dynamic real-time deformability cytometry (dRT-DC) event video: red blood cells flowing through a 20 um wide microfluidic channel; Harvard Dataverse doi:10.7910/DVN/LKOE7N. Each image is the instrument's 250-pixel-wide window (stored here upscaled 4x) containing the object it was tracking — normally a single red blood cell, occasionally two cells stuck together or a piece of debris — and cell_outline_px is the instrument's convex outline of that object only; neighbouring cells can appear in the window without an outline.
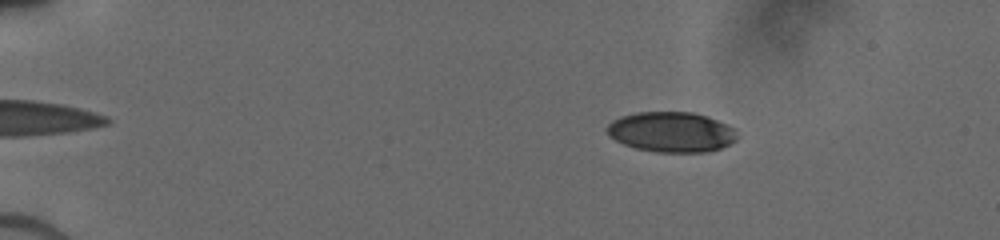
{"species": "human", "species_latin": "Homo sapiens", "temperature_condition": "cold", "stored_images_in_passage": 38, "camera_frame_rate_fps": 3000, "um_per_image_px": 0.085, "donor": {"sex": "male"}, "frame": {"image": 1, "passage_image": 4, "time_ms": 1.333, "image_size_px": [1000, 240], "cell_outline_px": [[740, 136], [736, 140], [720, 148], [708, 152], [656, 152], [636, 148], [624, 144], [608, 136], [604, 128], [612, 120], [620, 116], [636, 112], [692, 112], [708, 116], [728, 124], [736, 128]], "centroid_in_image_um": [57.08, 11.21], "position_along_channel_um": 27.9, "area_um2": 30.98}}
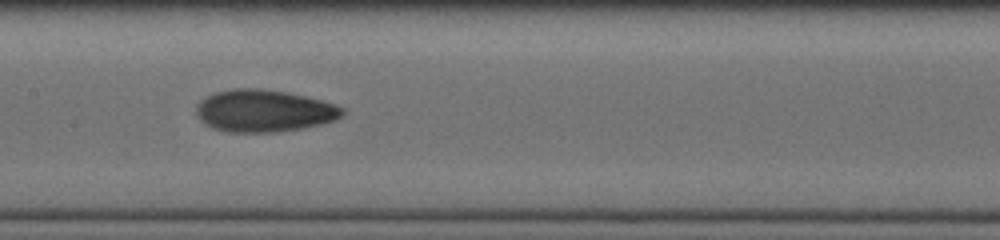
{"frame": {"image": 2, "passage_image": 20, "time_ms": 7.667, "image_size_px": [1000, 240], "cell_outline_px": [[344, 112], [340, 116], [332, 120], [320, 124], [304, 128], [276, 132], [228, 132], [212, 128], [204, 124], [196, 116], [196, 104], [200, 100], [216, 92], [232, 88], [256, 88], [284, 92], [304, 96], [320, 100], [344, 108]], "centroid_in_image_um": [22.37, 9.43], "position_along_channel_um": 185.0, "area_um2": 35.72}}
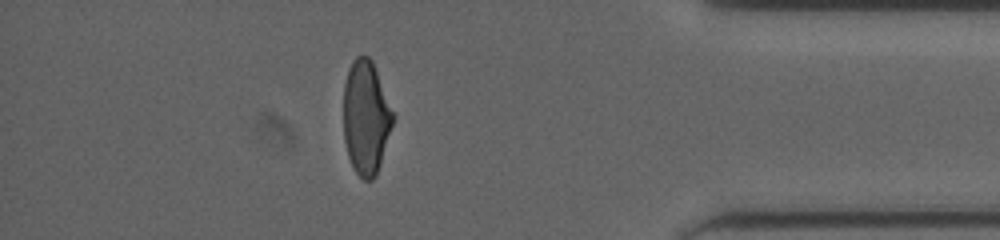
{"frame": {"image": 3, "passage_image": 34, "time_ms": 13.667, "image_size_px": [1000, 240], "cell_outline_px": [[396, 116], [376, 176], [372, 180], [364, 180], [356, 172], [348, 156], [344, 140], [344, 84], [348, 68], [352, 60], [356, 56], [368, 56], [372, 60]], "centroid_in_image_um": [31.12, 9.96], "position_along_channel_um": 404.1, "area_um2": 33.06}}